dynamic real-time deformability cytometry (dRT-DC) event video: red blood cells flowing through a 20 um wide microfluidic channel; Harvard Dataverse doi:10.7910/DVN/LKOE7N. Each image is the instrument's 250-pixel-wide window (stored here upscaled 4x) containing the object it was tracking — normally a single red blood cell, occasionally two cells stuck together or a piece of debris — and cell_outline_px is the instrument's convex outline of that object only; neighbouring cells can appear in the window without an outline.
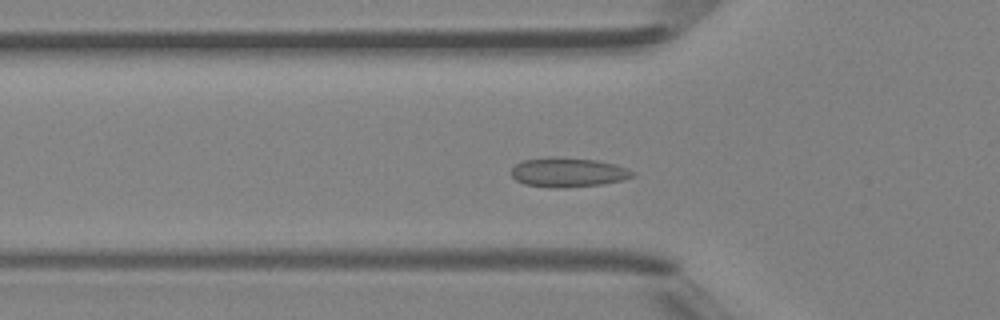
{"species": "Egyptian fruit bat (a non-hibernating species)", "species_latin": "Rousettus aegyptiacus", "temperature_condition": "room temperature", "stored_images_in_passage": 42, "segment_of_instrument_passage": [1, 2], "camera_frame_rate_fps": 3000, "um_per_image_px": 0.085, "animal": {"sex": "female"}, "frame": {"image": 1, "passage_image": 10, "time_ms": 3.0, "image_size_px": [1000, 320], "cell_outline_px": [[636, 176], [620, 180], [600, 184], [564, 188], [552, 188], [524, 184], [516, 180], [512, 176], [512, 168], [516, 164], [524, 160], [548, 156], [556, 156], [596, 160], [616, 164], [628, 168], [636, 172]], "centroid_in_image_um": [48.3, 14.64], "position_along_channel_um": 77.5, "area_um2": 20.98}}
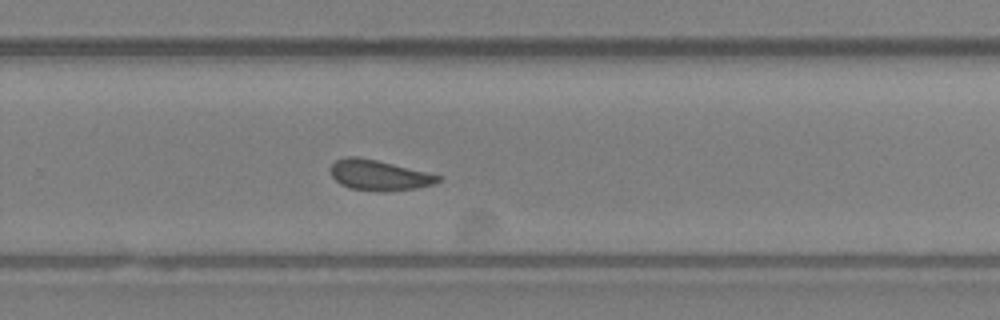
{"frame": {"image": 2, "passage_image": 25, "time_ms": 8.0, "image_size_px": [1000, 320], "cell_outline_px": [[440, 180], [432, 184], [416, 188], [348, 188], [340, 184], [332, 176], [332, 164], [336, 160], [344, 156], [356, 156], [376, 160], [440, 176]], "centroid_in_image_um": [32.13, 14.83], "position_along_channel_um": 297.7, "area_um2": 17.69}}
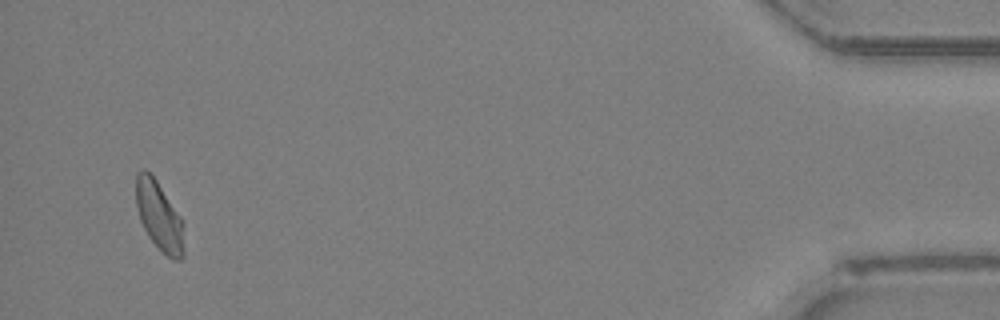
{"frame": {"image": 3, "passage_image": 39, "time_ms": 12.667, "image_size_px": [1000, 320], "cell_outline_px": [[184, 256], [180, 260], [172, 260], [148, 236], [140, 220], [136, 204], [136, 172], [144, 168], [156, 180], [180, 216], [184, 252]], "centroid_in_image_um": [13.5, 18.35], "position_along_channel_um": 421.7, "area_um2": 18.79}}